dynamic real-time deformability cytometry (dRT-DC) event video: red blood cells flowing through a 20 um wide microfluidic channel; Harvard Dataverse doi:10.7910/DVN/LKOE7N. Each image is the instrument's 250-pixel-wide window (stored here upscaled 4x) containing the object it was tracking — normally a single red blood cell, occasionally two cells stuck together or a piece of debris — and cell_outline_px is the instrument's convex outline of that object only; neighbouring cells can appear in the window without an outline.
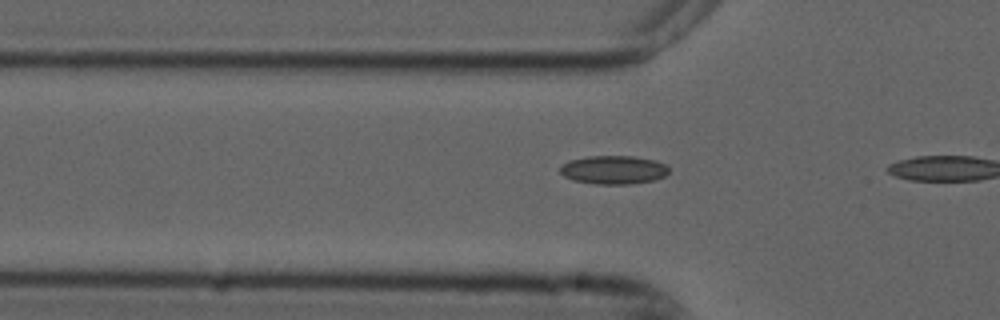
{"species": "common noctule bat (a hibernating species)", "species_latin": "Nyctalus noctula", "temperature_condition": "cold", "stored_images_in_passage": 8, "camera_frame_rate_fps": 3000, "um_per_image_px": 0.085, "animal": {"sex": "male", "forearm_length_mm": 52.5}, "frame": {"image": 1, "passage_image": 7, "time_ms": 2.0, "image_size_px": [1000, 320], "cell_outline_px": [[668, 172], [664, 176], [656, 180], [632, 184], [596, 184], [572, 180], [564, 176], [560, 172], [560, 168], [568, 160], [588, 156], [632, 156], [656, 160], [664, 164], [668, 168]], "centroid_in_image_um": [52.15, 14.44], "position_along_channel_um": 73.6, "area_um2": 18.15}}